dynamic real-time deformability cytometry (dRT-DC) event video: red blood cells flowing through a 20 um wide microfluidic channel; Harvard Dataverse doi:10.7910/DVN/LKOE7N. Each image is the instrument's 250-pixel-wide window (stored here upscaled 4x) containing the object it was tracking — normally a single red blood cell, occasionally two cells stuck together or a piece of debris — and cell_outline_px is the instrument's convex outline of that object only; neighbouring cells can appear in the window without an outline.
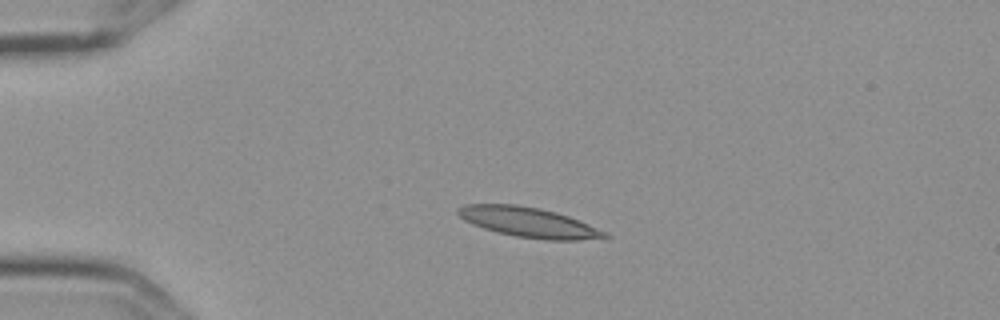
{"species": "Egyptian fruit bat (a non-hibernating species)", "species_latin": "Rousettus aegyptiacus", "temperature_condition": "cold", "stored_images_in_passage": 5, "camera_frame_rate_fps": 3000, "um_per_image_px": 0.085, "frame": {"image": 1, "passage_image": 4, "time_ms": 1.0, "image_size_px": [1000, 320], "cell_outline_px": [[612, 236], [580, 240], [544, 240], [516, 236], [484, 228], [472, 224], [464, 220], [456, 212], [456, 208], [464, 204], [516, 204], [540, 208], [556, 212], [568, 216], [608, 232]], "centroid_in_image_um": [44.93, 18.88], "position_along_channel_um": 40.1, "area_um2": 25.55}}